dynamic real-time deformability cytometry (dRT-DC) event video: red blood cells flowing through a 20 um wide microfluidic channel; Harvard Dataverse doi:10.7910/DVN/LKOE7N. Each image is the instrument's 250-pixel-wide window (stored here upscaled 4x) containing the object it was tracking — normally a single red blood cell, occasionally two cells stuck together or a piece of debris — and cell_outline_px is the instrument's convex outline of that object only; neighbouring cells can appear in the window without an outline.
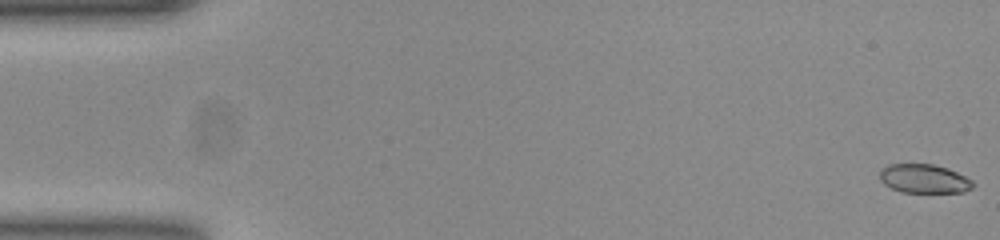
{"species": "common noctule bat (a hibernating species)", "species_latin": "Nyctalus noctula", "temperature_condition": "room temperature", "stored_images_in_passage": 53, "camera_frame_rate_fps": 3000, "um_per_image_px": 0.085, "animal": {"sex": "female", "body_mass_g": 23.0, "forearm_length_mm": 53.4}, "frame": {"image": 1, "passage_image": 1, "time_ms": 0.0, "image_size_px": [1000, 240], "cell_outline_px": [[976, 184], [972, 188], [964, 192], [900, 192], [884, 184], [880, 180], [880, 172], [888, 164], [932, 164], [948, 168], [972, 180]], "centroid_in_image_um": [78.56, 15.19], "position_along_channel_um": 6.4, "area_um2": 15.66}}
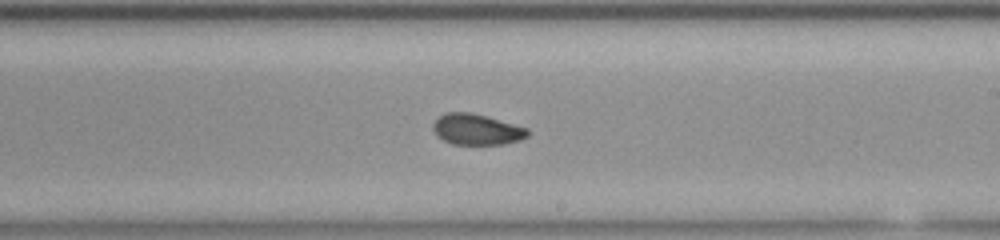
{"frame": {"image": 2, "passage_image": 31, "time_ms": 10.0, "image_size_px": [1000, 240], "cell_outline_px": [[528, 136], [520, 140], [504, 144], [452, 144], [436, 136], [432, 128], [432, 124], [444, 112], [472, 112], [488, 116], [528, 128]], "centroid_in_image_um": [40.5, 10.99], "position_along_channel_um": 248.5, "area_um2": 17.17}}
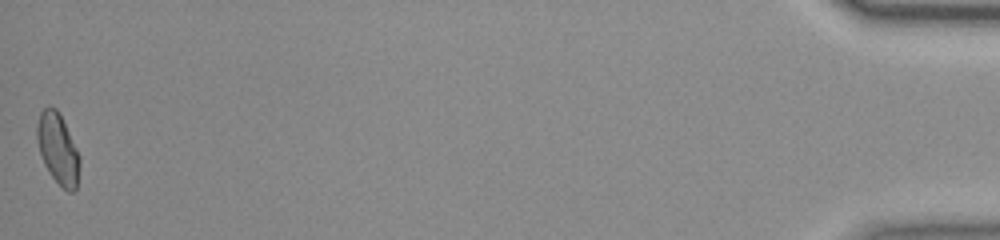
{"frame": {"image": 3, "passage_image": 53, "time_ms": 17.333, "image_size_px": [1000, 240], "cell_outline_px": [[80, 164], [76, 188], [72, 192], [68, 192], [52, 176], [44, 164], [36, 140], [36, 124], [40, 112], [48, 104], [56, 108], [80, 156]], "centroid_in_image_um": [4.9, 12.62], "position_along_channel_um": 430.3, "area_um2": 17.34}, "authors_computed_cell_mechanics": {"area_um2": 17.2244, "velocity_mm_per_s": 3.8711, "shape_relaxation_time_tau1_ms": 11.107, "shape_relaxation_time_tau2_ms": 1.8199, "deformation_change_tau1": 0.2076, "deformation_change_tau2": 0.0533}}